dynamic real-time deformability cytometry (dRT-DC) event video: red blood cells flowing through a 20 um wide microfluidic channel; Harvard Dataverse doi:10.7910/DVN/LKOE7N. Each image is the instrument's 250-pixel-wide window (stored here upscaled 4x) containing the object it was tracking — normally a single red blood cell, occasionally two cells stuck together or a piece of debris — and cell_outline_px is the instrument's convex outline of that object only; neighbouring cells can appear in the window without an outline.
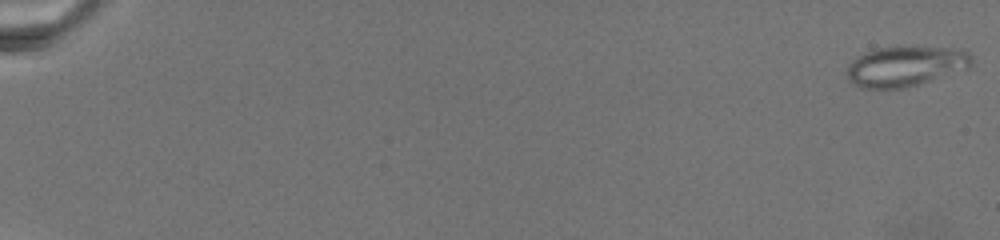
{"species": "common noctule bat (a hibernating species)", "species_latin": "Nyctalus noctula", "temperature_condition": "warm", "stored_images_in_passage": 20, "camera_frame_rate_fps": 3000, "um_per_image_px": 0.085, "animal": {"sex": "female", "body_mass_g": 19.5, "forearm_length_mm": 54.1}, "frame": {"image": 1, "passage_image": 1, "time_ms": 0.0, "image_size_px": [1000, 240], "cell_outline_px": [[972, 64], [968, 68], [904, 88], [860, 88], [852, 84], [848, 80], [848, 64], [856, 56], [864, 52], [876, 48], [960, 48], [968, 52], [972, 56]], "centroid_in_image_um": [76.93, 5.64], "position_along_channel_um": 8.1, "area_um2": 28.78}}
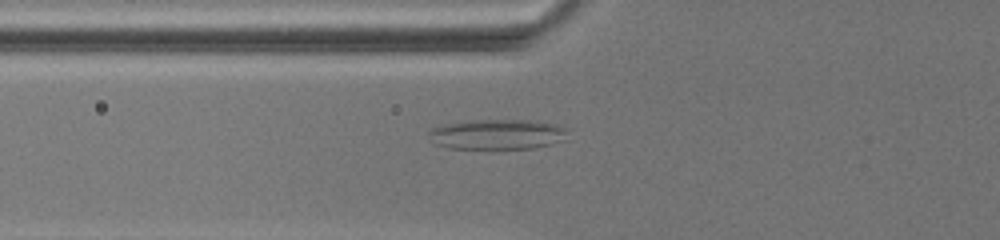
{"frame": {"image": 2, "passage_image": 12, "time_ms": 10.333, "image_size_px": [1000, 240], "cell_outline_px": [[568, 128], [564, 140], [552, 144], [532, 148], [448, 148], [436, 144], [428, 132], [432, 128], [440, 124], [468, 120], [536, 120], [556, 124]], "centroid_in_image_um": [42.29, 11.4], "position_along_channel_um": 83.5, "area_um2": 24.51}}
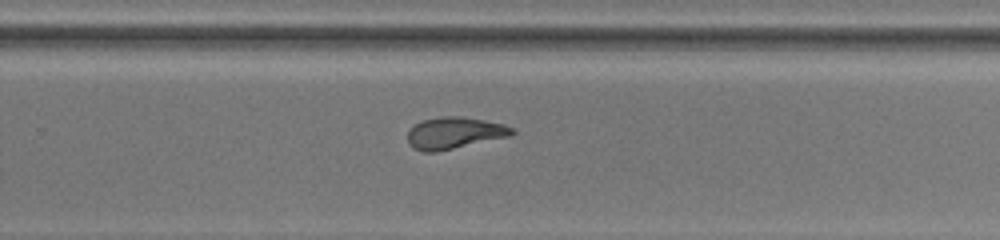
{"frame": {"image": 3, "passage_image": 20, "time_ms": 17.667, "image_size_px": [1000, 240], "cell_outline_px": [[516, 132], [512, 136], [436, 152], [424, 152], [412, 148], [408, 144], [408, 128], [420, 120], [440, 116], [460, 116], [484, 120], [504, 124], [512, 128]], "centroid_in_image_um": [38.6, 11.3], "position_along_channel_um": 291.2, "area_um2": 19.65}}